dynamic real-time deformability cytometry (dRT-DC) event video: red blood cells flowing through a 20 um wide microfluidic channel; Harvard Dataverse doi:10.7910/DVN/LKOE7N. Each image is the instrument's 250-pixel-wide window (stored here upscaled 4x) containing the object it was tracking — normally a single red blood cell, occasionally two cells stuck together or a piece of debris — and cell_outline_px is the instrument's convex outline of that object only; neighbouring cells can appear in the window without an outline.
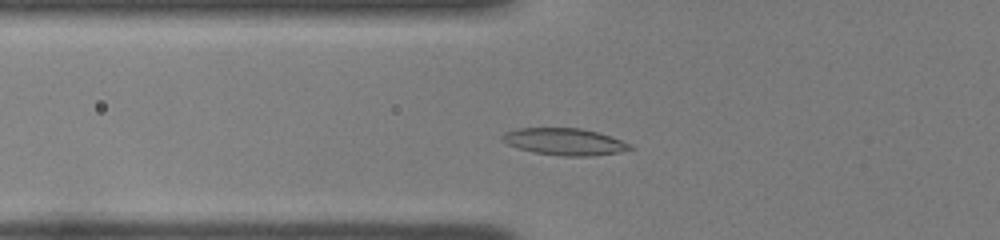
{"species": "common noctule bat (a hibernating species)", "species_latin": "Nyctalus noctula", "temperature_condition": "room temperature", "stored_images_in_passage": 41, "camera_frame_rate_fps": 3000, "um_per_image_px": 0.085, "animal": {"sex": "female", "body_mass_g": 22.0, "forearm_length_mm": 56.7}, "frame": {"image": 1, "passage_image": 9, "time_ms": 2.667, "image_size_px": [1000, 240], "cell_outline_px": [[636, 148], [620, 152], [588, 156], [564, 156], [532, 152], [508, 144], [500, 140], [500, 136], [504, 132], [516, 128], [580, 128], [600, 132], [632, 144]], "centroid_in_image_um": [48.0, 12.03], "position_along_channel_um": 77.8, "area_um2": 20.23}}
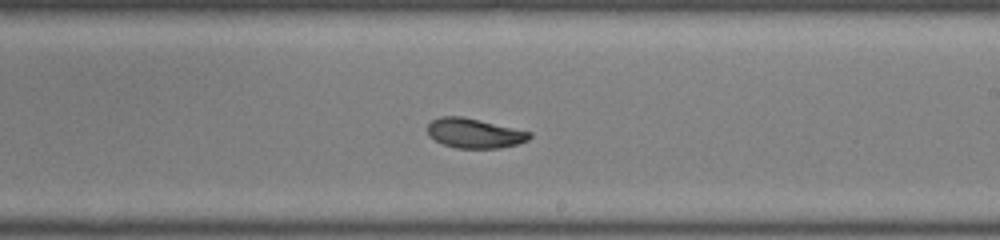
{"frame": {"image": 2, "passage_image": 22, "time_ms": 7.0, "image_size_px": [1000, 240], "cell_outline_px": [[532, 136], [528, 140], [516, 144], [500, 148], [456, 148], [444, 144], [428, 136], [428, 124], [432, 120], [440, 116], [464, 116], [532, 132]], "centroid_in_image_um": [40.33, 11.31], "position_along_channel_um": 248.7, "area_um2": 17.69}}
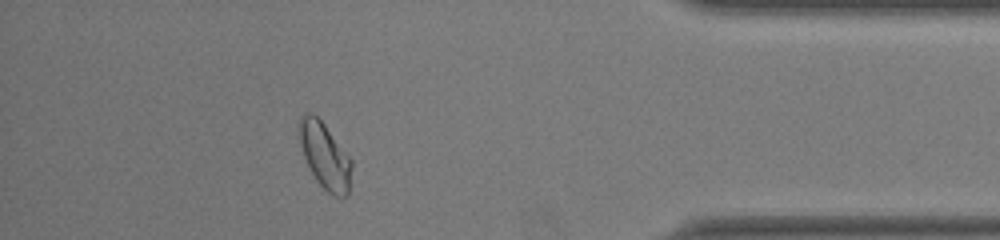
{"frame": {"image": 3, "passage_image": 36, "time_ms": 11.667, "image_size_px": [1000, 240], "cell_outline_px": [[352, 168], [348, 192], [344, 196], [332, 196], [316, 180], [304, 156], [300, 144], [296, 128], [300, 116], [308, 112], [312, 112], [324, 124], [352, 160]], "centroid_in_image_um": [27.58, 13.2], "position_along_channel_um": 407.6, "area_um2": 20.06}, "authors_computed_cell_mechanics": {"area_um2": 18.3804, "velocity_mm_per_s": 3.966, "shape_relaxation_time_tau1_ms": 3.7759, "shape_relaxation_time_tau2_ms": 2.0284, "deformation_change_tau1": 0.1502, "deformation_change_tau2": 0.056}}